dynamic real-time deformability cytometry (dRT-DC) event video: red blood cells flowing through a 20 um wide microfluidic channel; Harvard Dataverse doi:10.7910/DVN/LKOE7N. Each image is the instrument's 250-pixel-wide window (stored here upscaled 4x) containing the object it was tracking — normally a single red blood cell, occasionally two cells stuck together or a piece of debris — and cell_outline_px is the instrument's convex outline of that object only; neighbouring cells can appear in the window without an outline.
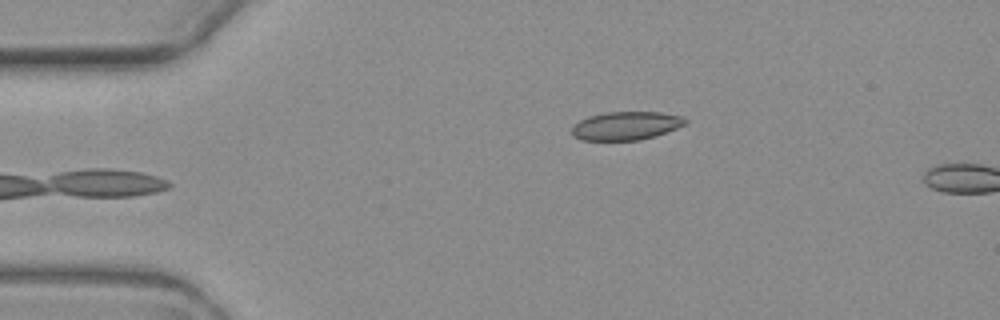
{"species": "common noctule bat (a hibernating species)", "species_latin": "Nyctalus noctula", "temperature_condition": "warm", "stored_images_in_passage": 5, "camera_frame_rate_fps": 3000, "um_per_image_px": 0.085, "animal": {"sex": "female", "body_mass_g": 19.3, "forearm_length_mm": 54.1}, "frame": {"image": 1, "passage_image": 5, "time_ms": 5.333, "image_size_px": [1000, 320], "cell_outline_px": [[688, 120], [684, 124], [676, 128], [656, 136], [640, 140], [580, 140], [572, 136], [572, 128], [580, 120], [588, 116], [604, 112], [660, 112], [680, 116]], "centroid_in_image_um": [53.18, 10.69], "position_along_channel_um": 31.8, "area_um2": 18.73}}